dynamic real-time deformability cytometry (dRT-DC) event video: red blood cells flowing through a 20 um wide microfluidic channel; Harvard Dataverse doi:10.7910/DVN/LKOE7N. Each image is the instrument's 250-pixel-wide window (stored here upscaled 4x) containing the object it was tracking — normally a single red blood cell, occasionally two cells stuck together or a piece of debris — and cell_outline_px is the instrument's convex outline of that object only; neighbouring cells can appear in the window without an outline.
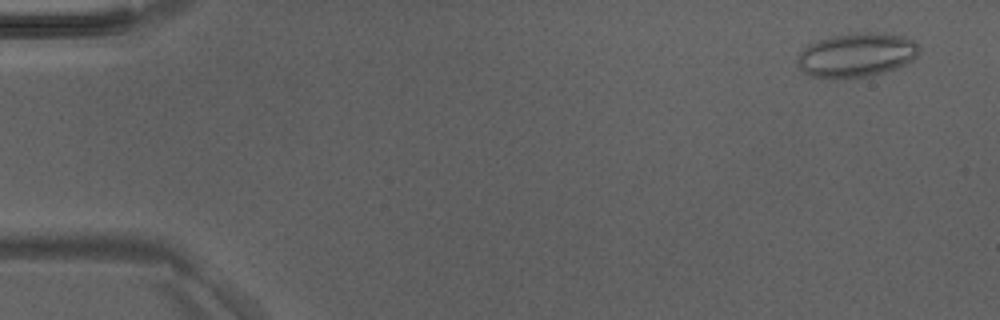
{"species": "Egyptian fruit bat (a non-hibernating species)", "species_latin": "Rousettus aegyptiacus", "temperature_condition": "room temperature", "stored_images_in_passage": 49, "camera_frame_rate_fps": 3000, "um_per_image_px": 0.085, "animal": {"sex": "male"}, "frame": {"image": 1, "passage_image": 3, "time_ms": 0.667, "image_size_px": [1000, 320], "cell_outline_px": [[920, 52], [912, 60], [896, 68], [884, 72], [856, 80], [832, 80], [808, 76], [800, 72], [796, 60], [800, 52], [808, 44], [832, 36], [856, 32], [872, 32], [904, 36], [912, 40], [920, 48]], "centroid_in_image_um": [72.74, 4.73], "position_along_channel_um": 12.3, "area_um2": 32.14}}
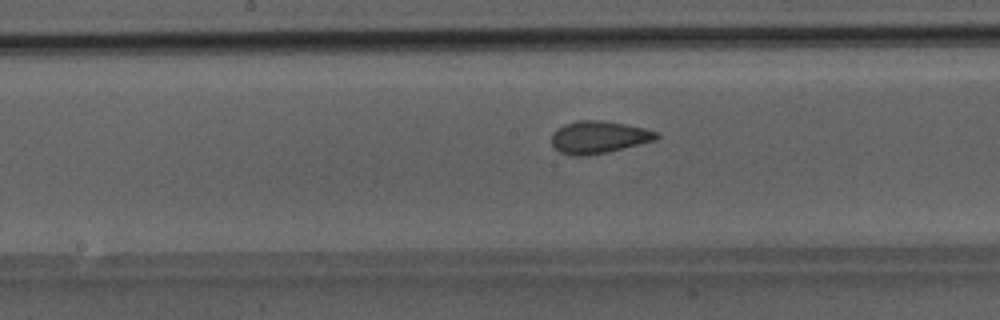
{"frame": {"image": 2, "passage_image": 25, "time_ms": 8.0, "image_size_px": [1000, 320], "cell_outline_px": [[660, 136], [656, 140], [608, 152], [588, 156], [572, 156], [560, 152], [552, 144], [552, 132], [564, 124], [576, 120], [600, 120], [624, 124], [644, 128], [660, 132]], "centroid_in_image_um": [50.9, 11.66], "position_along_channel_um": 197.3, "area_um2": 19.94}}
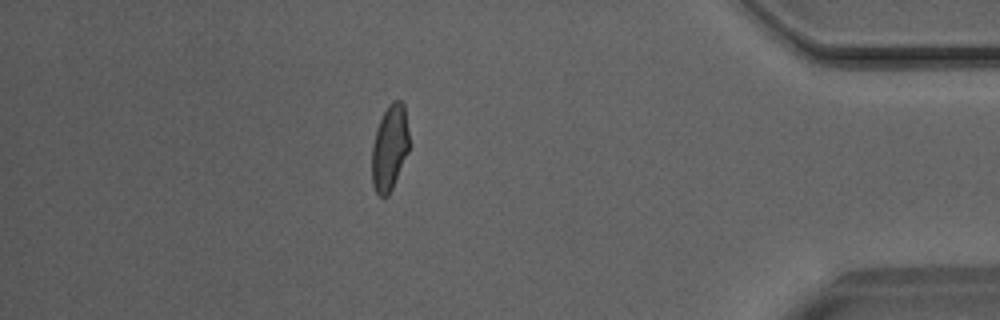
{"frame": {"image": 3, "passage_image": 42, "time_ms": 13.667, "image_size_px": [1000, 320], "cell_outline_px": [[408, 152], [392, 188], [388, 196], [380, 196], [376, 192], [372, 184], [372, 144], [376, 128], [388, 104], [392, 100], [400, 100], [404, 104], [408, 132]], "centroid_in_image_um": [33.1, 12.54], "position_along_channel_um": 402.1, "area_um2": 18.5}}